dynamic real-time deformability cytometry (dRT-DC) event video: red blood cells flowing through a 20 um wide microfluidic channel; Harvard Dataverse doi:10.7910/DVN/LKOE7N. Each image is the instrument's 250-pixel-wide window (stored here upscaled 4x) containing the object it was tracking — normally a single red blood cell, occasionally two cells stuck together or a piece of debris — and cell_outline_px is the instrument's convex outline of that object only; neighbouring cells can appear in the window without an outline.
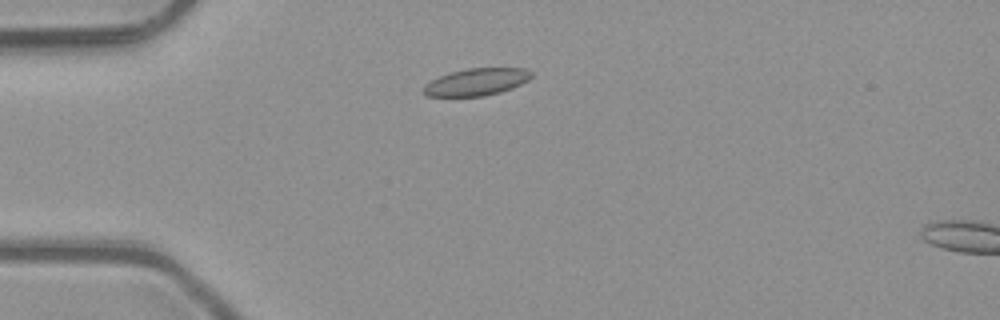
{"species": "common noctule bat (a hibernating species)", "species_latin": "Nyctalus noctula", "temperature_condition": "room temperature", "stored_images_in_passage": 5, "camera_frame_rate_fps": 3000, "um_per_image_px": 0.085, "animal": {"sex": "male", "body_mass_g": 23.1, "forearm_length_mm": 52.7}, "frame": {"image": 1, "passage_image": 2, "time_ms": 0.333, "image_size_px": [1000, 320], "cell_outline_px": [[532, 76], [528, 80], [512, 88], [500, 92], [484, 96], [424, 96], [420, 92], [420, 88], [424, 84], [448, 72], [468, 68], [524, 68], [532, 72]], "centroid_in_image_um": [40.43, 6.97], "position_along_channel_um": 44.6, "area_um2": 17.28}}
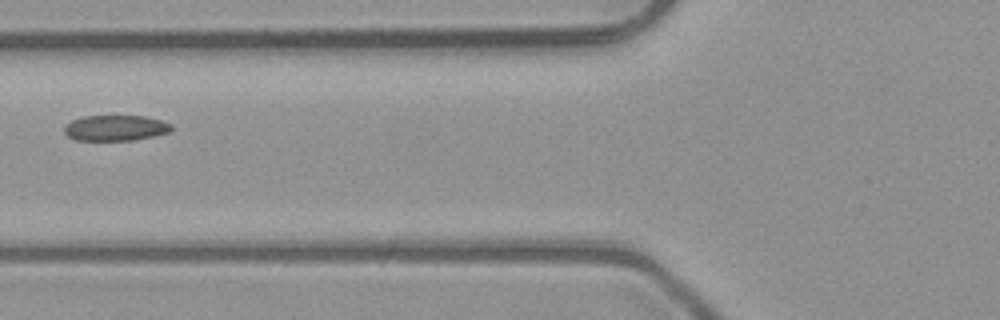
{"frame": {"image": 2, "passage_image": 4, "time_ms": 1.0, "image_size_px": [1000, 320], "cell_outline_px": [[172, 128], [168, 132], [152, 136], [132, 140], [76, 140], [68, 136], [64, 132], [64, 128], [72, 120], [84, 116], [144, 116], [160, 120], [172, 124]], "centroid_in_image_um": [9.81, 10.87], "position_along_channel_um": 116.0, "area_um2": 15.78}}
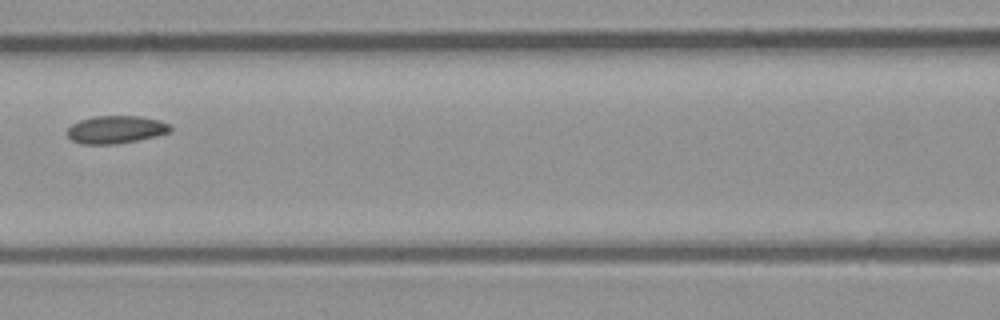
{"frame": {"image": 3, "passage_image": 5, "time_ms": 1.333, "image_size_px": [1000, 320], "cell_outline_px": [[172, 132], [156, 136], [116, 144], [80, 144], [72, 140], [68, 136], [68, 128], [72, 124], [80, 120], [92, 116], [140, 116], [160, 120], [172, 124]], "centroid_in_image_um": [9.89, 11.01], "position_along_channel_um": 156.7, "area_um2": 16.82}}